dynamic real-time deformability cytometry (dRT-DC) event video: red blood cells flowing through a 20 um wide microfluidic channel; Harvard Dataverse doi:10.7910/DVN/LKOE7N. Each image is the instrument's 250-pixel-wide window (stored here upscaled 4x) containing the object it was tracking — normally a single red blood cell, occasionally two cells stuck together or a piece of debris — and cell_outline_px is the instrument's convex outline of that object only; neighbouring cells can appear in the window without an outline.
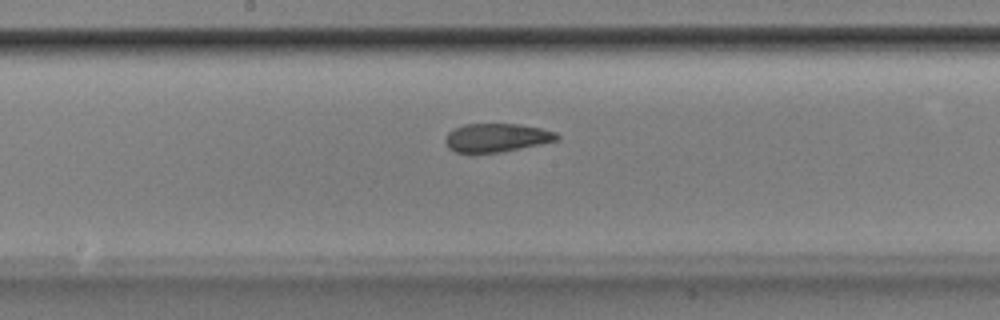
{"species": "Egyptian fruit bat (a non-hibernating species)", "species_latin": "Rousettus aegyptiacus", "temperature_condition": "room temperature", "stored_images_in_passage": 37, "camera_frame_rate_fps": 3000, "um_per_image_px": 0.085, "animal": {"sex": "male"}, "frame": {"image": 1, "passage_image": 12, "time_ms": 3.667, "image_size_px": [1000, 320], "cell_outline_px": [[560, 136], [556, 140], [540, 144], [500, 152], [472, 156], [456, 152], [448, 148], [444, 140], [448, 132], [452, 128], [464, 124], [520, 124], [540, 128], [556, 132]], "centroid_in_image_um": [42.12, 11.73], "position_along_channel_um": 206.1, "area_um2": 19.07}}
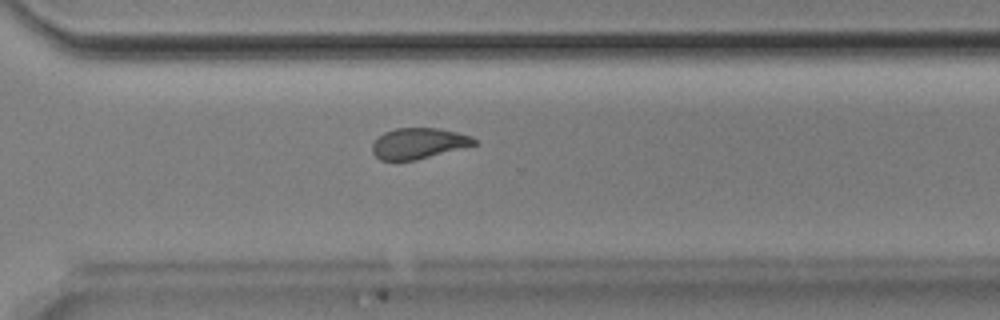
{"frame": {"image": 2, "passage_image": 22, "time_ms": 7.0, "image_size_px": [1000, 320], "cell_outline_px": [[480, 144], [416, 160], [380, 160], [372, 152], [372, 144], [384, 132], [396, 128], [440, 128], [472, 136]], "centroid_in_image_um": [35.62, 12.19], "position_along_channel_um": 335.0, "area_um2": 18.38}}
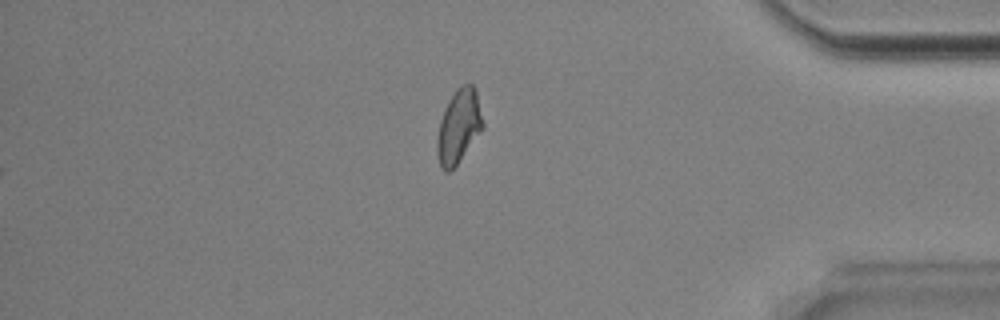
{"frame": {"image": 3, "passage_image": 29, "time_ms": 9.333, "image_size_px": [1000, 320], "cell_outline_px": [[484, 128], [456, 164], [448, 172], [444, 172], [440, 164], [436, 152], [436, 140], [440, 120], [444, 108], [448, 100], [456, 88], [464, 84], [472, 84], [476, 92], [484, 124]], "centroid_in_image_um": [38.97, 10.73], "position_along_channel_um": 396.2, "area_um2": 19.54}, "authors_computed_cell_mechanics": {"area_um2": 19.3052, "velocity_mm_per_s": 3.8807, "shape_relaxation_time_tau1_ms": 10.9907, "shape_relaxation_time_tau2_ms": 2.2004, "deformation_change_tau1": 0.207, "deformation_change_tau2": 0.0875}}